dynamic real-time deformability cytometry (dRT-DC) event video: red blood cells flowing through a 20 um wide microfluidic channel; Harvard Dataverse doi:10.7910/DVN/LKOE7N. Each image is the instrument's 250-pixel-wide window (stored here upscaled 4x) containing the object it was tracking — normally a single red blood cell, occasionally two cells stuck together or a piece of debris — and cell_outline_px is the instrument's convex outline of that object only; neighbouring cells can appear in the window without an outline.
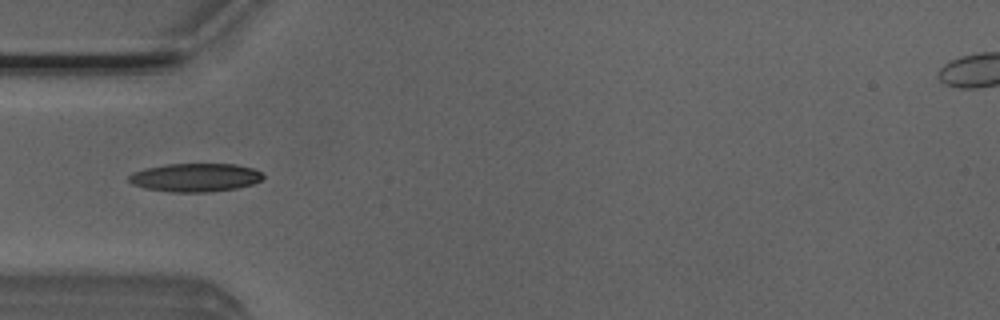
{"species": "Egyptian fruit bat (a non-hibernating species)", "species_latin": "Rousettus aegyptiacus", "temperature_condition": "room temperature", "stored_images_in_passage": 8, "camera_frame_rate_fps": 3000, "um_per_image_px": 0.085, "animal": {"sex": "male"}, "frame": {"image": 1, "passage_image": 4, "time_ms": 1.0, "image_size_px": [1000, 320], "cell_outline_px": [[264, 176], [260, 180], [252, 184], [236, 188], [208, 192], [172, 192], [144, 188], [132, 184], [128, 180], [128, 176], [132, 172], [144, 168], [168, 164], [236, 164], [252, 168], [260, 172]], "centroid_in_image_um": [16.55, 15.08], "position_along_channel_um": 68.4, "area_um2": 22.2}}
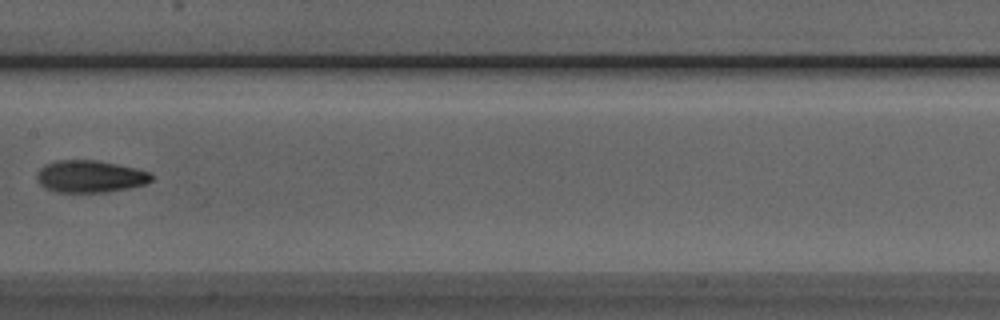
{"frame": {"image": 2, "passage_image": 7, "time_ms": 2.0, "image_size_px": [1000, 320], "cell_outline_px": [[152, 180], [144, 184], [128, 188], [104, 192], [56, 192], [44, 188], [40, 184], [36, 176], [40, 168], [56, 160], [96, 160], [136, 168], [152, 172]], "centroid_in_image_um": [7.66, 15.0], "position_along_channel_um": 199.7, "area_um2": 21.39}}
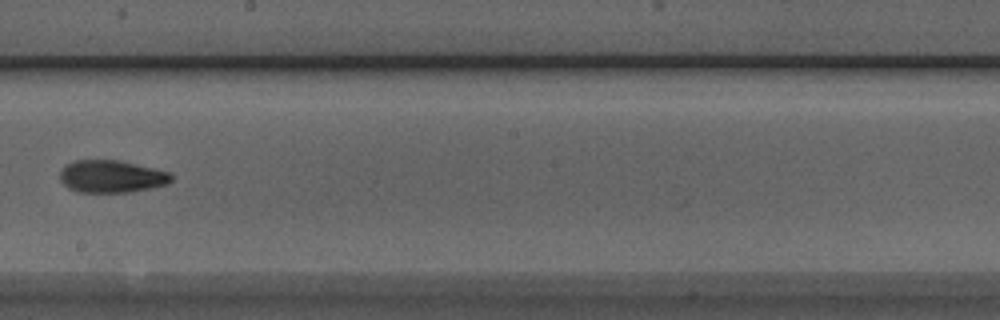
{"frame": {"image": 3, "passage_image": 8, "time_ms": 2.333, "image_size_px": [1000, 320], "cell_outline_px": [[172, 180], [168, 184], [152, 188], [128, 192], [76, 192], [68, 188], [60, 180], [60, 172], [72, 160], [120, 160], [168, 172], [172, 176]], "centroid_in_image_um": [9.47, 15.0], "position_along_channel_um": 238.7, "area_um2": 20.98}}